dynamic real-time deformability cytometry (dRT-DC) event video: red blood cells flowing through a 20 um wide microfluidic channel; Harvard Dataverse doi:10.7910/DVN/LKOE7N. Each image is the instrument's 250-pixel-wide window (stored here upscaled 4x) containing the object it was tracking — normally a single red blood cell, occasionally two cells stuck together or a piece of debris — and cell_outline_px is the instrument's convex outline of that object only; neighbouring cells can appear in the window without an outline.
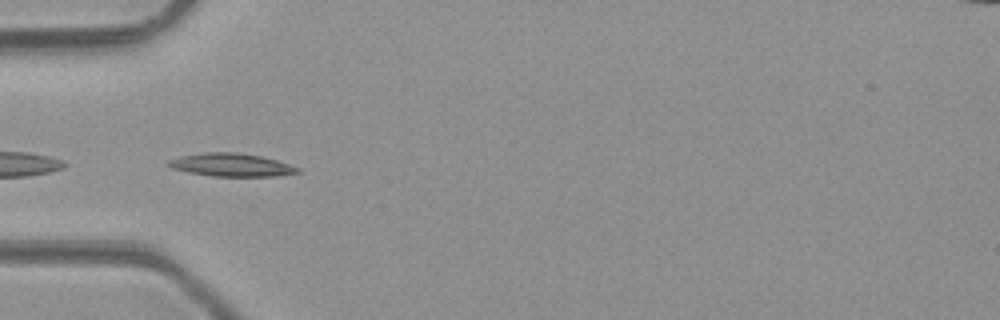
{"species": "common noctule bat (a hibernating species)", "species_latin": "Nyctalus noctula", "temperature_condition": "room temperature", "stored_images_in_passage": 11, "camera_frame_rate_fps": 3000, "um_per_image_px": 0.085, "animal": {"sex": "male", "body_mass_g": 23.1, "forearm_length_mm": 52.7}, "frame": {"image": 1, "passage_image": 4, "time_ms": 1.0, "image_size_px": [1000, 320], "cell_outline_px": [[300, 172], [276, 176], [212, 176], [188, 172], [172, 168], [164, 164], [168, 160], [180, 156], [204, 152], [236, 152], [260, 156], [276, 160], [300, 168]], "centroid_in_image_um": [19.61, 14.01], "position_along_channel_um": 65.4, "area_um2": 17.34}}
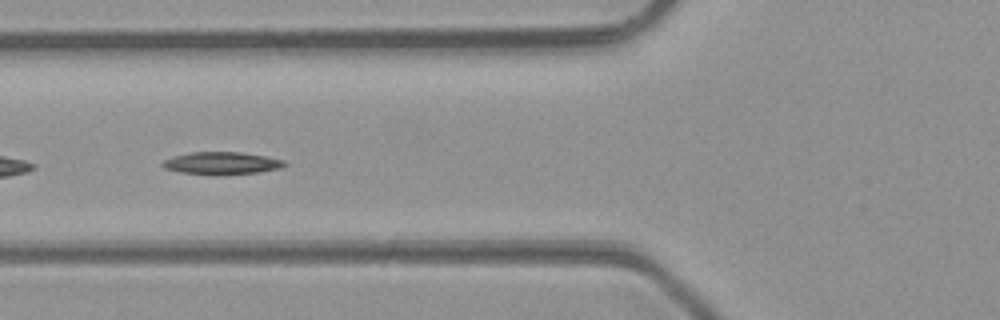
{"frame": {"image": 2, "passage_image": 7, "time_ms": 2.0, "image_size_px": [1000, 320], "cell_outline_px": [[288, 164], [280, 168], [256, 172], [180, 172], [164, 168], [160, 164], [164, 160], [172, 156], [192, 152], [244, 152], [284, 160]], "centroid_in_image_um": [18.84, 13.81], "position_along_channel_um": 107.0, "area_um2": 15.03}}